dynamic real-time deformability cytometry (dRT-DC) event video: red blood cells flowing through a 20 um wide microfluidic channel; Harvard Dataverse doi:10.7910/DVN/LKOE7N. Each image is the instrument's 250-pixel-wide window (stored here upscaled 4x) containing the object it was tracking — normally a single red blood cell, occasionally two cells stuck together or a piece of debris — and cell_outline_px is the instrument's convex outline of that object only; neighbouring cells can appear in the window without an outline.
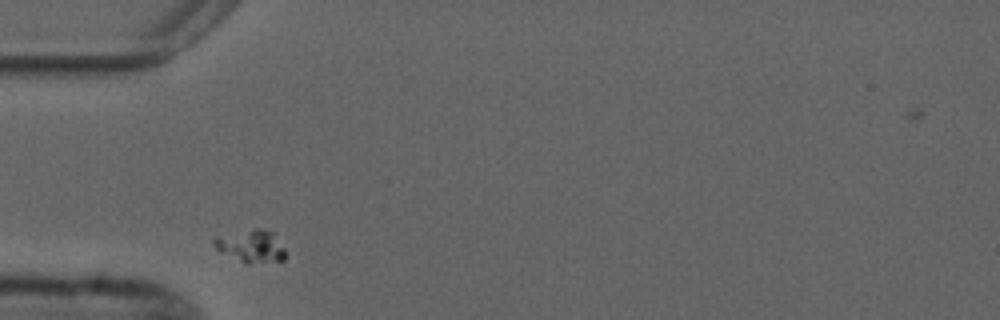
{"species": "common noctule bat (a hibernating species)", "species_latin": "Nyctalus noctula", "temperature_condition": "cold", "stored_images_in_passage": 2, "camera_frame_rate_fps": 3000, "um_per_image_px": 0.085, "animal": {"sex": "male", "forearm_length_mm": 52.5}, "frame": {"image": 1, "passage_image": 1, "time_ms": 0.0, "image_size_px": [1000, 320], "cell_outline_px": [[284, 260], [248, 264], [244, 264], [220, 252], [212, 244], [212, 240], [216, 236], [252, 228], [260, 228], [272, 232], [284, 248]], "centroid_in_image_um": [21.28, 20.92], "position_along_channel_um": 63.7, "area_um2": 13.7}}
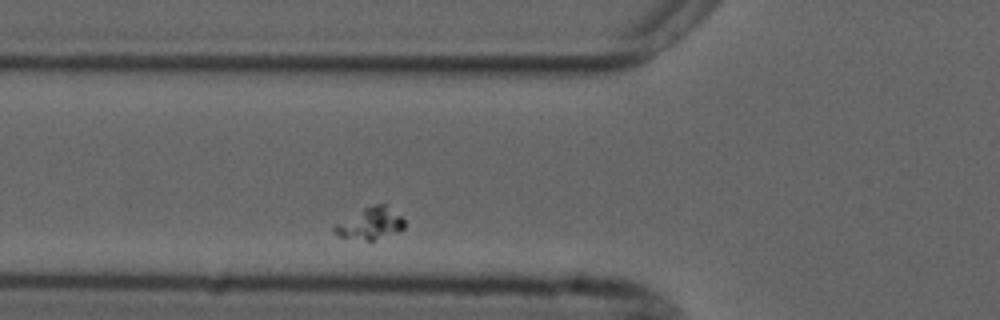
{"frame": {"image": 2, "passage_image": 2, "time_ms": 1.0, "image_size_px": [1000, 320], "cell_outline_px": [[404, 228], [372, 240], [368, 240], [340, 236], [332, 228], [336, 224], [364, 208], [376, 204], [384, 204], [400, 216], [404, 220]], "centroid_in_image_um": [31.48, 18.98], "position_along_channel_um": 94.3, "area_um2": 12.14}}